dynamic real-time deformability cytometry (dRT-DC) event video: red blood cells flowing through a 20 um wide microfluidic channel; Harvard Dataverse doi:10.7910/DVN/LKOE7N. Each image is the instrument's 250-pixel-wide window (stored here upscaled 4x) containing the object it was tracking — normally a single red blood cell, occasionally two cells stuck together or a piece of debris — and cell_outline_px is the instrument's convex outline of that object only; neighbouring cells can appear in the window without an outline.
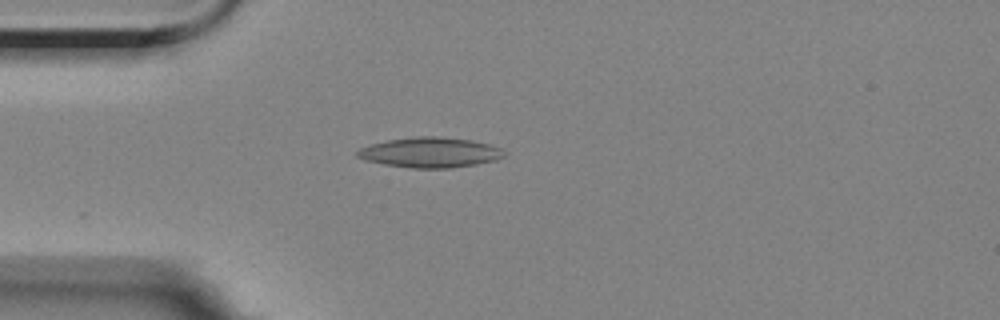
{"species": "Egyptian fruit bat (a non-hibernating species)", "species_latin": "Rousettus aegyptiacus", "temperature_condition": "room temperature", "stored_images_in_passage": 36, "camera_frame_rate_fps": 3000, "um_per_image_px": 0.085, "animal": {"sex": "female"}, "frame": {"image": 1, "passage_image": 2, "time_ms": 0.333, "image_size_px": [1000, 320], "cell_outline_px": [[504, 156], [496, 160], [476, 164], [452, 168], [412, 168], [384, 164], [364, 160], [356, 156], [356, 152], [360, 148], [372, 144], [388, 140], [412, 136], [440, 136], [472, 140], [504, 148]], "centroid_in_image_um": [36.57, 12.95], "position_along_channel_um": 48.4, "area_um2": 25.95}}
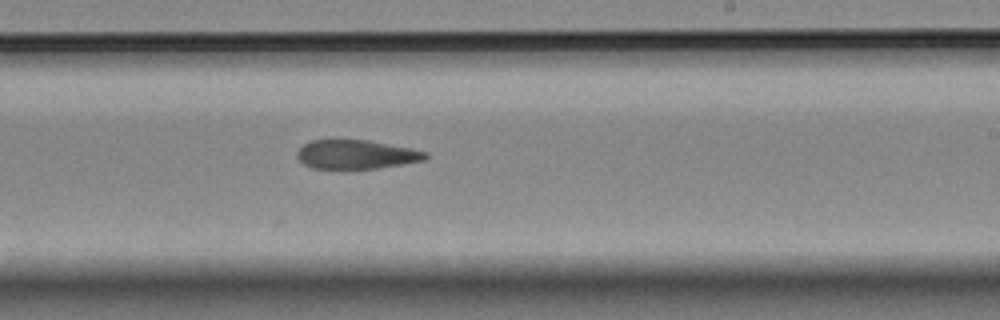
{"frame": {"image": 2, "passage_image": 21, "time_ms": 6.667, "image_size_px": [1000, 320], "cell_outline_px": [[428, 156], [424, 160], [380, 168], [312, 168], [304, 164], [296, 156], [296, 152], [304, 144], [312, 140], [368, 140], [428, 152]], "centroid_in_image_um": [30.26, 13.13], "position_along_channel_um": 258.7, "area_um2": 21.39}}
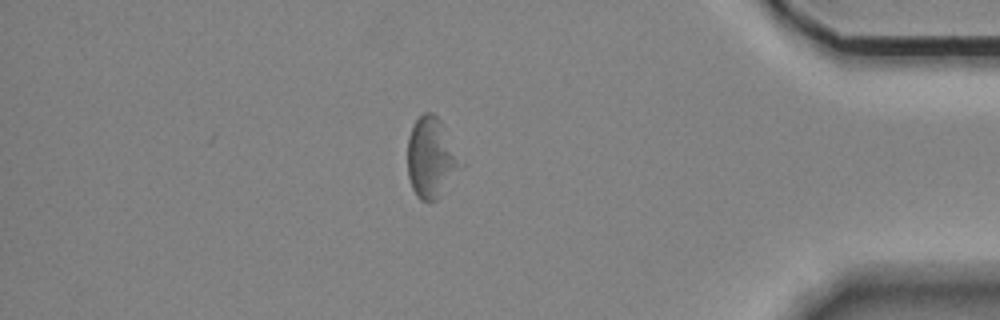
{"frame": {"image": 3, "passage_image": 36, "time_ms": 11.667, "image_size_px": [1000, 320], "cell_outline_px": [[464, 168], [440, 196], [436, 200], [420, 200], [416, 196], [412, 188], [408, 176], [408, 136], [416, 120], [424, 112], [432, 112], [440, 120], [464, 164]], "centroid_in_image_um": [36.68, 13.44], "position_along_channel_um": 398.5, "area_um2": 25.03}}